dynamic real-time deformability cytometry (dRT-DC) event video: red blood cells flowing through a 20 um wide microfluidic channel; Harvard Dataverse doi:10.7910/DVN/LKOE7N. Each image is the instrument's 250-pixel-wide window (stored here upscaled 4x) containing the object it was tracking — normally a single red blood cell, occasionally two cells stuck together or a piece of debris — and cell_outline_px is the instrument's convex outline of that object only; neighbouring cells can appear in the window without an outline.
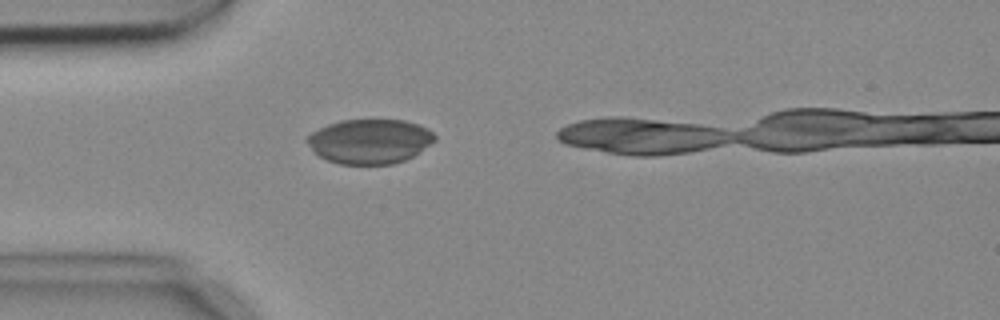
{"species": "common noctule bat (a hibernating species)", "species_latin": "Nyctalus noctula", "temperature_condition": "cold", "stored_images_in_passage": 6, "camera_frame_rate_fps": 3000, "um_per_image_px": 0.085, "animal": {"sex": "female", "body_mass_g": 18.4}, "frame": {"image": 1, "passage_image": 2, "time_ms": 0.333, "image_size_px": [1000, 320], "cell_outline_px": [[436, 140], [412, 156], [404, 160], [392, 164], [340, 164], [328, 160], [320, 156], [304, 140], [312, 132], [328, 124], [340, 120], [404, 120], [428, 128], [436, 136]], "centroid_in_image_um": [31.43, 12.01], "position_along_channel_um": 53.6, "area_um2": 32.89}}